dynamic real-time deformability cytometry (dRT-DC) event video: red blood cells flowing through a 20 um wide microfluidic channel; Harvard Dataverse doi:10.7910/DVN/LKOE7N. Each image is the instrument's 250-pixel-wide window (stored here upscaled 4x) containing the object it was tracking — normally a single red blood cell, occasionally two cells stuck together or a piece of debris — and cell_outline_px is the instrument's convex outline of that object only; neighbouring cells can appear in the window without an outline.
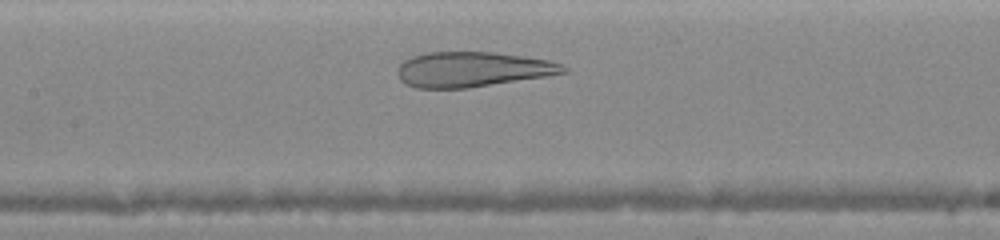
{"species": "human", "species_latin": "Homo sapiens", "temperature_condition": "warm", "stored_images_in_passage": 57, "camera_frame_rate_fps": 3000, "um_per_image_px": 0.085, "donor": {"sex": "female"}, "frame": {"image": 1, "passage_image": 21, "time_ms": 3.0, "image_size_px": [1000, 240], "cell_outline_px": [[572, 72], [468, 88], [416, 88], [404, 84], [400, 80], [396, 72], [400, 64], [404, 60], [412, 56], [428, 52], [496, 52], [524, 56], [548, 60], [564, 64]], "centroid_in_image_um": [40.18, 5.9], "position_along_channel_um": 167.2, "area_um2": 34.22}}
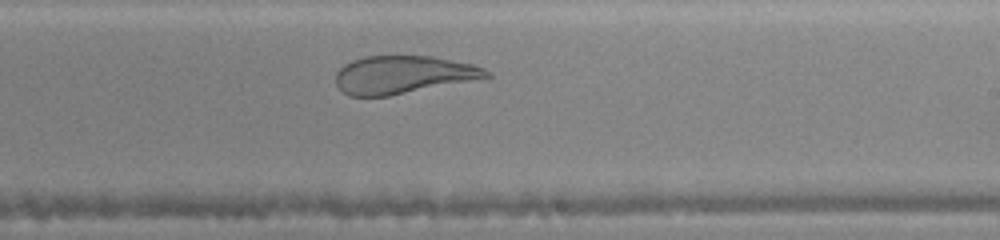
{"frame": {"image": 2, "passage_image": 35, "time_ms": 5.0, "image_size_px": [1000, 240], "cell_outline_px": [[492, 76], [388, 96], [348, 96], [336, 84], [336, 72], [344, 64], [352, 60], [364, 56], [432, 56], [472, 64], [484, 68]], "centroid_in_image_um": [34.21, 6.34], "position_along_channel_um": 254.8, "area_um2": 32.89}}
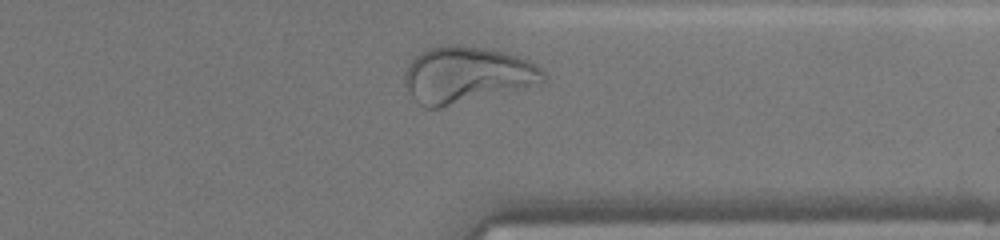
{"frame": {"image": 3, "passage_image": 53, "time_ms": 7.667, "image_size_px": [1000, 240], "cell_outline_px": [[548, 80], [544, 84], [440, 108], [424, 108], [412, 96], [404, 84], [404, 76], [408, 64], [420, 52], [428, 48], [448, 44], [460, 44], [484, 48], [504, 52], [528, 60], [536, 64], [548, 76]], "centroid_in_image_um": [39.72, 6.37], "position_along_channel_um": 371.7, "area_um2": 46.07}}